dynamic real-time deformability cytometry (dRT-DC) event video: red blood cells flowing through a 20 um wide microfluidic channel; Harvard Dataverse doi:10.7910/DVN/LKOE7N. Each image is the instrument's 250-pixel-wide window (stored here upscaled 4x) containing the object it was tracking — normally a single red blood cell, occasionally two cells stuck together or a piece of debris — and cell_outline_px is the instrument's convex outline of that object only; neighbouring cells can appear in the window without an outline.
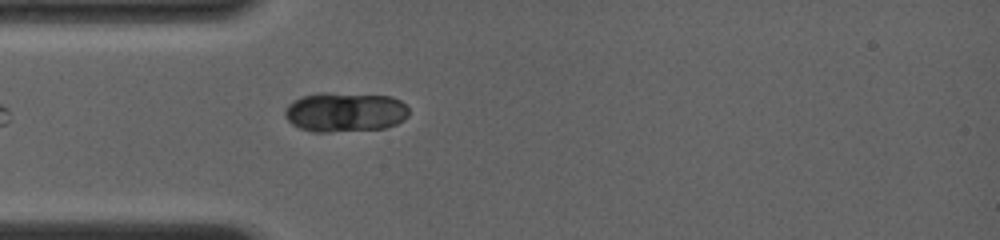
{"species": "common noctule bat (a hibernating species)", "species_latin": "Nyctalus noctula", "temperature_condition": "room temperature", "stored_images_in_passage": 1, "camera_frame_rate_fps": 4000, "um_per_image_px": 0.085, "animal": {"sex": "female", "body_mass_g": 19.0, "forearm_length_mm": 56.7}, "frame": {"image": 1, "passage_image": 1, "time_ms": 0.0, "image_size_px": [1000, 240], "cell_outline_px": [[408, 116], [404, 120], [396, 124], [384, 128], [328, 132], [312, 132], [300, 128], [292, 124], [284, 116], [284, 112], [288, 104], [292, 100], [300, 96], [320, 92], [328, 92], [392, 96], [400, 100], [408, 108]], "centroid_in_image_um": [29.3, 9.51], "position_along_channel_um": 55.7, "area_um2": 28.96}}